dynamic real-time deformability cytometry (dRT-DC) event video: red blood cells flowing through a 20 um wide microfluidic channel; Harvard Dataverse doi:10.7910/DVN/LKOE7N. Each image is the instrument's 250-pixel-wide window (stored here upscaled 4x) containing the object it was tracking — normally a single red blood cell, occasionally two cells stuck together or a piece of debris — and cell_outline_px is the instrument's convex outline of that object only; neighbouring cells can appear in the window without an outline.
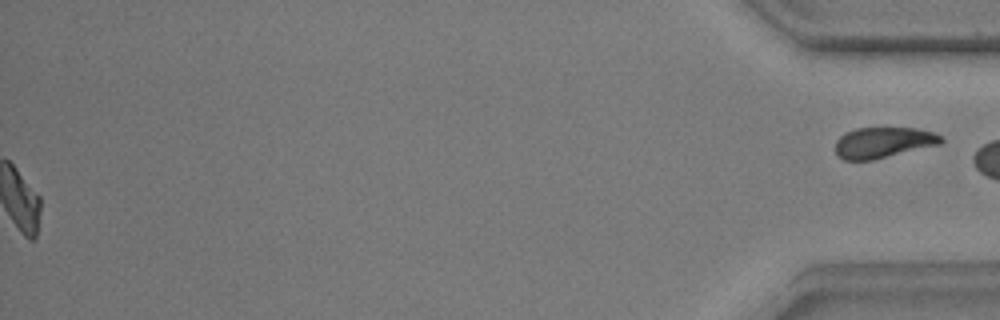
{"species": "common noctule bat (a hibernating species)", "species_latin": "Nyctalus noctula", "temperature_condition": "warm", "stored_images_in_passage": 57, "segment_of_instrument_passage": [2, 2], "camera_frame_rate_fps": 3000, "um_per_image_px": 0.085, "animal": {"sex": "male", "body_mass_g": 17.9, "forearm_length_mm": 54.2}, "frame": {"image": 1, "passage_image": 57, "time_ms": 18.667, "image_size_px": [1000, 320], "cell_outline_px": [[944, 140], [940, 144], [872, 160], [844, 160], [836, 156], [836, 140], [844, 132], [856, 128], [916, 128], [932, 132], [944, 136]], "centroid_in_image_um": [75.06, 12.11], "position_along_channel_um": 360.1, "area_um2": 19.02}}